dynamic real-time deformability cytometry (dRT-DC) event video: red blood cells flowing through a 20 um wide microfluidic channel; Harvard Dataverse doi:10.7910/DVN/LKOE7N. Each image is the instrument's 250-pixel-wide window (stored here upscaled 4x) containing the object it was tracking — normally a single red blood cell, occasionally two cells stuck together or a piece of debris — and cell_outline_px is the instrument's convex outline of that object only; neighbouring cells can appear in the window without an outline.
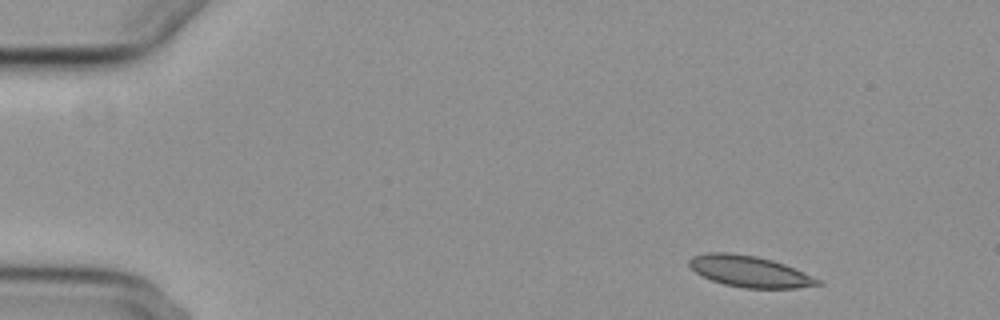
{"species": "common noctule bat (a hibernating species)", "species_latin": "Nyctalus noctula", "temperature_condition": "cold", "stored_images_in_passage": 4, "camera_frame_rate_fps": 3000, "um_per_image_px": 0.085, "animal": {"sex": "female", "body_mass_g": 29.2, "forearm_length_mm": 56.3}, "frame": {"image": 1, "passage_image": 1, "time_ms": 0.0, "image_size_px": [1000, 320], "cell_outline_px": [[824, 284], [796, 288], [744, 288], [724, 284], [712, 280], [696, 272], [688, 264], [688, 260], [692, 256], [708, 252], [728, 252], [756, 256], [772, 260], [784, 264], [812, 276], [820, 280]], "centroid_in_image_um": [63.71, 23.07], "position_along_channel_um": 21.3, "area_um2": 23.24}}
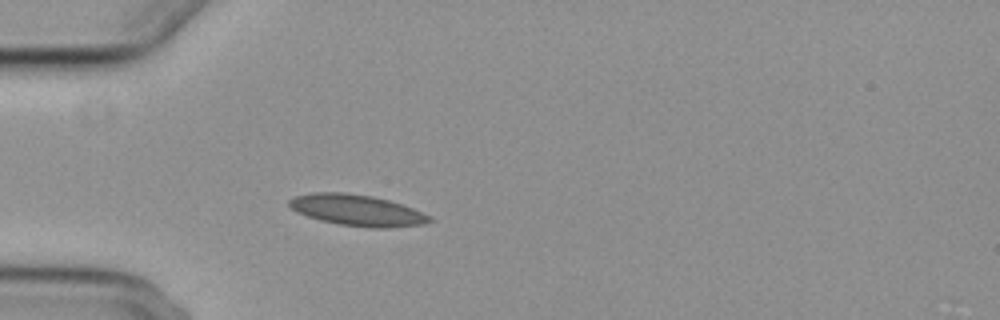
{"frame": {"image": 2, "passage_image": 4, "time_ms": 3.333, "image_size_px": [1000, 320], "cell_outline_px": [[432, 220], [424, 224], [388, 228], [372, 228], [340, 224], [320, 220], [296, 212], [288, 204], [288, 200], [296, 196], [312, 192], [344, 192], [372, 196], [388, 200], [412, 208], [432, 216]], "centroid_in_image_um": [30.35, 17.87], "position_along_channel_um": 54.7, "area_um2": 25.37}}